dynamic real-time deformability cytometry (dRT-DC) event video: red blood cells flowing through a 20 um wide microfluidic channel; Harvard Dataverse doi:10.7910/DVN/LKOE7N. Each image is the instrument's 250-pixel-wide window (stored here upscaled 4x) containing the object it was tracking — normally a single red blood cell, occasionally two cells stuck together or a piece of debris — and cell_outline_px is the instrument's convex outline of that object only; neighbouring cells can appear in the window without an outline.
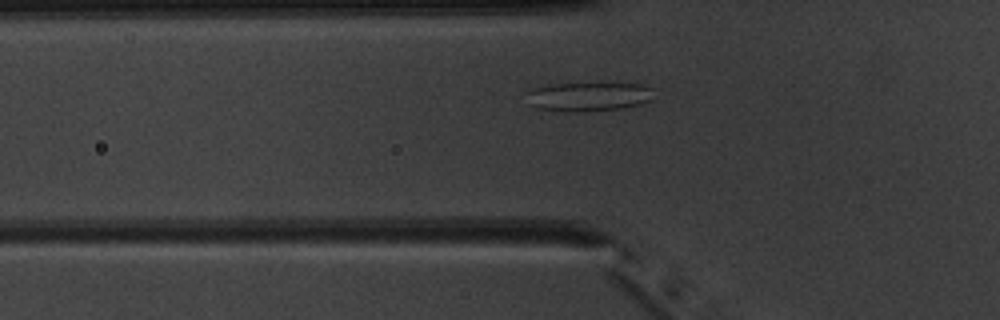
{"species": "common noctule bat (a hibernating species)", "species_latin": "Nyctalus noctula", "temperature_condition": "warm", "stored_images_in_passage": 43, "camera_frame_rate_fps": 3000, "um_per_image_px": 0.085, "animal": {"sex": "male", "body_mass_g": 20.1, "forearm_length_mm": 53.5}, "frame": {"image": 1, "passage_image": 10, "time_ms": 3.0, "image_size_px": [1000, 320], "cell_outline_px": [[652, 100], [640, 104], [624, 108], [568, 112], [536, 108], [528, 104], [524, 92], [532, 88], [556, 84], [640, 84], [652, 88]], "centroid_in_image_um": [49.96, 8.22], "position_along_channel_um": 75.8, "area_um2": 21.44}}
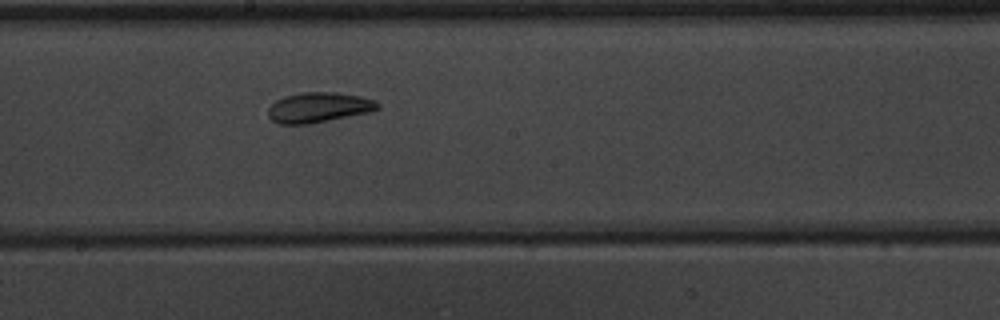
{"frame": {"image": 2, "passage_image": 21, "time_ms": 6.667, "image_size_px": [1000, 320], "cell_outline_px": [[380, 108], [372, 112], [308, 124], [276, 124], [268, 116], [268, 108], [276, 100], [284, 96], [304, 92], [336, 92], [360, 96], [376, 100], [380, 104]], "centroid_in_image_um": [27.11, 9.13], "position_along_channel_um": 221.1, "area_um2": 19.42}}
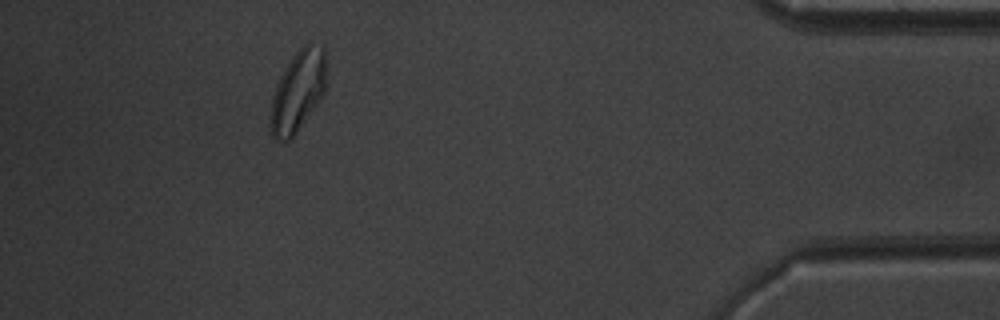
{"frame": {"image": 3, "passage_image": 39, "time_ms": 12.667, "image_size_px": [1000, 320], "cell_outline_px": [[328, 84], [320, 100], [296, 132], [288, 140], [276, 140], [272, 136], [272, 96], [276, 84], [280, 76], [292, 56], [304, 44], [308, 44], [324, 48]], "centroid_in_image_um": [25.36, 7.71], "position_along_channel_um": 409.8, "area_um2": 25.95}, "authors_computed_cell_mechanics": {"area_um2": 20.0566, "velocity_mm_per_s": 3.9441, "shape_relaxation_time_tau1_ms": 5.7528, "shape_relaxation_time_tau2_ms": 2.518, "deformation_change_tau1": 0.1379, "deformation_change_tau2": 0.0704}}